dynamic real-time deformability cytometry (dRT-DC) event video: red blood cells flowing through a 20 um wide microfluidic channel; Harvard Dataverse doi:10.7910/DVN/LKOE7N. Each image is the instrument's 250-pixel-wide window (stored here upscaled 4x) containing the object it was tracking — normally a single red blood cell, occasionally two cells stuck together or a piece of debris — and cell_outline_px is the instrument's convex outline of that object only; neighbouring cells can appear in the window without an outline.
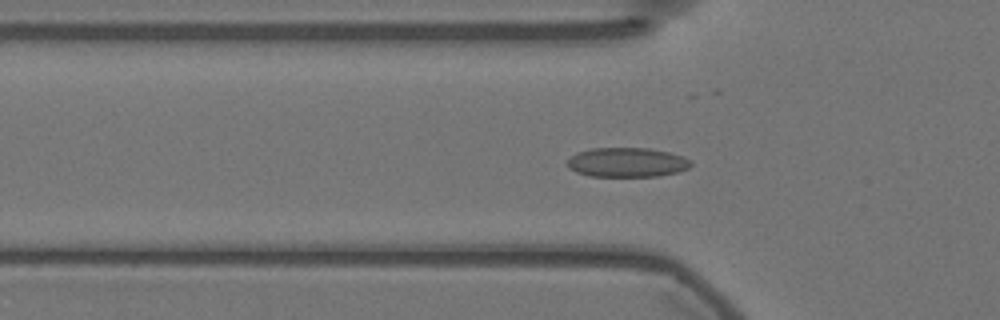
{"species": "Egyptian fruit bat (a non-hibernating species)", "species_latin": "Rousettus aegyptiacus", "temperature_condition": "warm", "stored_images_in_passage": 58, "camera_frame_rate_fps": 3000, "um_per_image_px": 0.085, "animal": {"sex": "female"}, "frame": {"image": 1, "passage_image": 19, "time_ms": 6.0, "image_size_px": [1000, 320], "cell_outline_px": [[692, 164], [688, 168], [676, 172], [660, 176], [588, 176], [576, 172], [568, 168], [568, 160], [576, 152], [592, 148], [648, 148], [668, 152], [684, 156], [692, 160]], "centroid_in_image_um": [53.3, 13.8], "position_along_channel_um": 72.5, "area_um2": 21.27}}
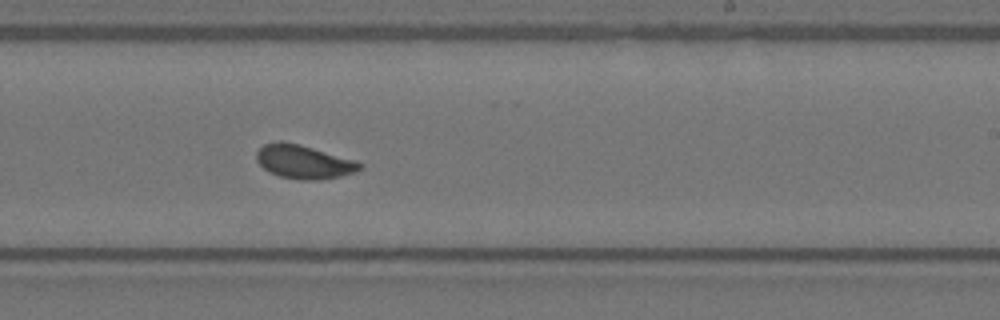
{"frame": {"image": 2, "passage_image": 35, "time_ms": 11.333, "image_size_px": [1000, 320], "cell_outline_px": [[364, 164], [356, 172], [340, 176], [320, 180], [300, 180], [280, 176], [264, 168], [256, 160], [256, 152], [264, 144], [276, 140], [280, 140], [300, 144], [356, 160]], "centroid_in_image_um": [25.83, 13.74], "position_along_channel_um": 263.2, "area_um2": 20.35}}
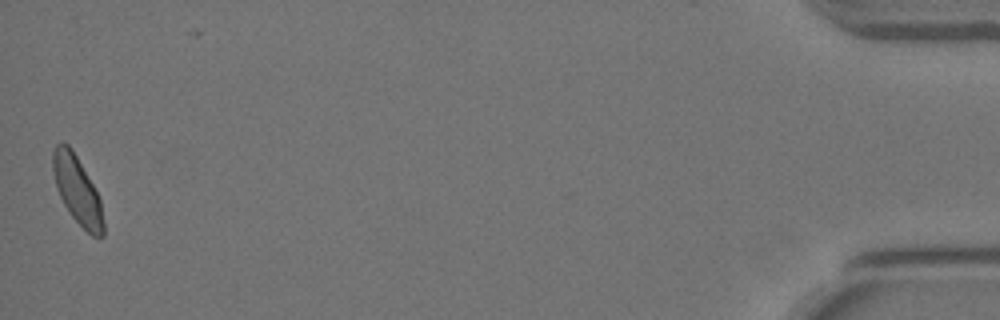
{"frame": {"image": 3, "passage_image": 57, "time_ms": 18.667, "image_size_px": [1000, 320], "cell_outline_px": [[104, 236], [92, 236], [68, 212], [56, 188], [52, 168], [52, 152], [56, 144], [68, 144], [76, 156], [92, 184], [100, 200], [104, 220]], "centroid_in_image_um": [6.55, 16.18], "position_along_channel_um": 428.6, "area_um2": 19.54}, "authors_computed_cell_mechanics": {"area_um2": 19.8254, "velocity_mm_per_s": 3.5617, "shape_relaxation_time_tau1_ms": 8.9452, "shape_relaxation_time_tau2_ms": 1.1787, "deformation_change_tau1": 0.1659, "deformation_change_tau2": 0.058}}